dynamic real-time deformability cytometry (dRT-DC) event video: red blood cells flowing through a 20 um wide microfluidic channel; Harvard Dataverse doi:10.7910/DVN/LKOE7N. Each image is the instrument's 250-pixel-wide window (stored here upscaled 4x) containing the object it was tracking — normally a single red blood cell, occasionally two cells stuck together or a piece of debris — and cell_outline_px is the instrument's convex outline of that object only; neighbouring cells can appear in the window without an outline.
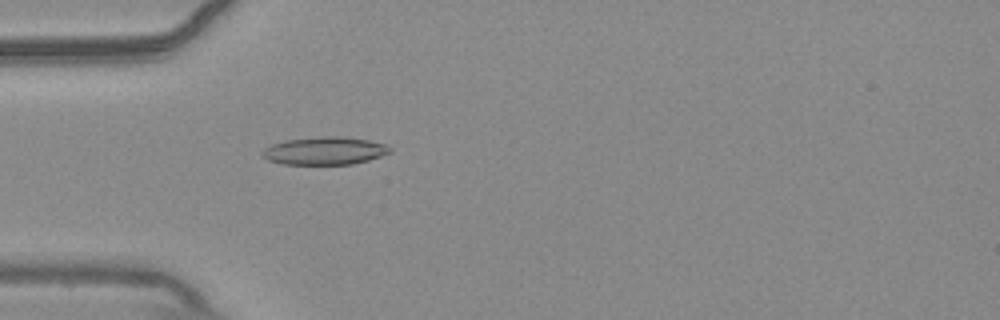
{"species": "common noctule bat (a hibernating species)", "species_latin": "Nyctalus noctula", "temperature_condition": "warm", "stored_images_in_passage": 55, "camera_frame_rate_fps": 3000, "um_per_image_px": 0.085, "animal": {"sex": "male", "body_mass_g": 20.4}, "frame": {"image": 1, "passage_image": 17, "time_ms": 5.333, "image_size_px": [1000, 320], "cell_outline_px": [[392, 152], [368, 160], [352, 164], [284, 164], [268, 160], [260, 156], [260, 152], [264, 148], [272, 144], [288, 140], [320, 136], [344, 136], [368, 140], [388, 144], [392, 148]], "centroid_in_image_um": [27.61, 12.81], "position_along_channel_um": 57.4, "area_um2": 20.87}}
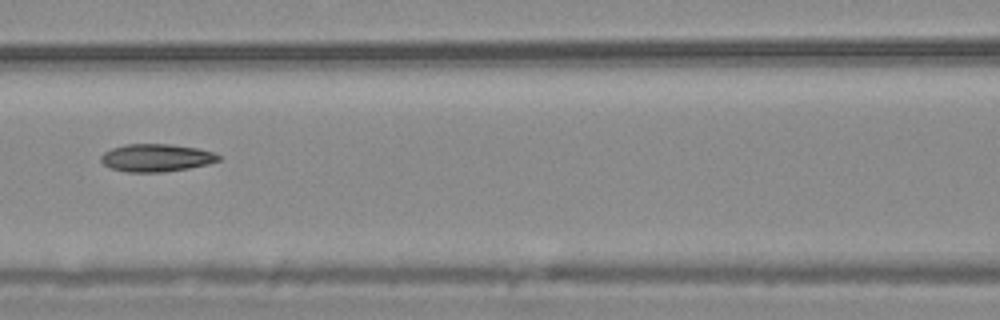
{"frame": {"image": 2, "passage_image": 25, "time_ms": 8.0, "image_size_px": [1000, 320], "cell_outline_px": [[220, 160], [208, 164], [188, 168], [164, 172], [128, 172], [108, 168], [100, 160], [100, 156], [104, 152], [112, 148], [128, 144], [168, 144], [196, 148], [212, 152], [220, 156]], "centroid_in_image_um": [13.25, 13.42], "position_along_channel_um": 153.4, "area_um2": 18.9}}
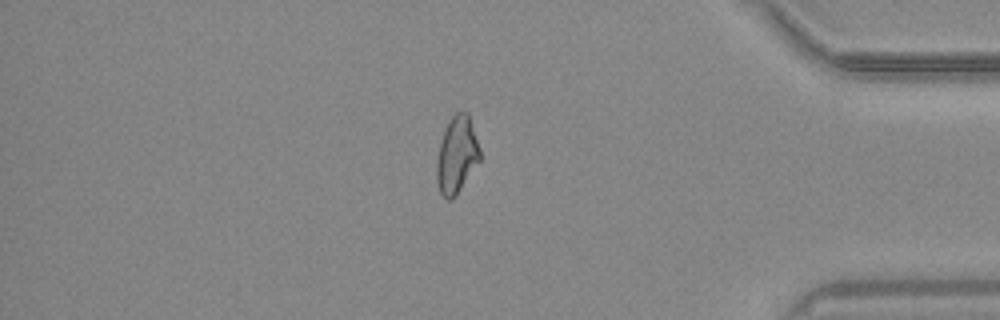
{"frame": {"image": 3, "passage_image": 47, "time_ms": 15.333, "image_size_px": [1000, 320], "cell_outline_px": [[480, 160], [452, 200], [448, 200], [440, 192], [436, 180], [436, 164], [440, 144], [448, 120], [456, 112], [468, 112], [480, 148]], "centroid_in_image_um": [38.82, 13.16], "position_along_channel_um": 396.4, "area_um2": 19.13}, "authors_computed_cell_mechanics": {"area_um2": 19.3052, "velocity_mm_per_s": 3.7263, "shape_relaxation_time_tau1_ms": null, "shape_relaxation_time_tau2_ms": 2.907, "deformation_change_tau1": null, "deformation_change_tau2": 0.0956}}